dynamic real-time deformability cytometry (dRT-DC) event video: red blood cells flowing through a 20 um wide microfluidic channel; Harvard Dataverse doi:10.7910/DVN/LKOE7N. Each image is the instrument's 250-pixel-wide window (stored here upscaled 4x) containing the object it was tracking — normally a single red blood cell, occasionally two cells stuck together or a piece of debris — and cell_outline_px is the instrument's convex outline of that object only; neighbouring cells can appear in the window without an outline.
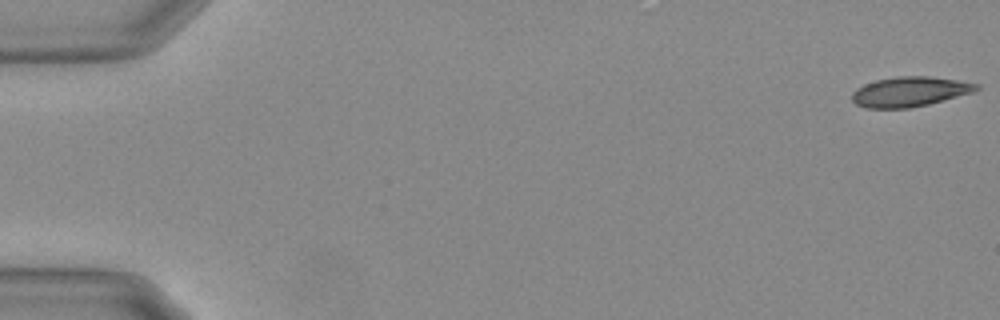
{"species": "Egyptian fruit bat (a non-hibernating species)", "species_latin": "Rousettus aegyptiacus", "temperature_condition": "warm", "stored_images_in_passage": 17, "camera_frame_rate_fps": 3000, "um_per_image_px": 0.085, "animal": {"sex": "female"}, "frame": {"image": 1, "passage_image": 1, "time_ms": 0.0, "image_size_px": [1000, 320], "cell_outline_px": [[980, 88], [976, 92], [928, 104], [908, 108], [864, 108], [856, 104], [852, 100], [852, 92], [856, 88], [864, 84], [876, 80], [896, 76], [928, 76], [956, 80], [980, 84]], "centroid_in_image_um": [77.34, 7.79], "position_along_channel_um": 7.7, "area_um2": 21.79}}
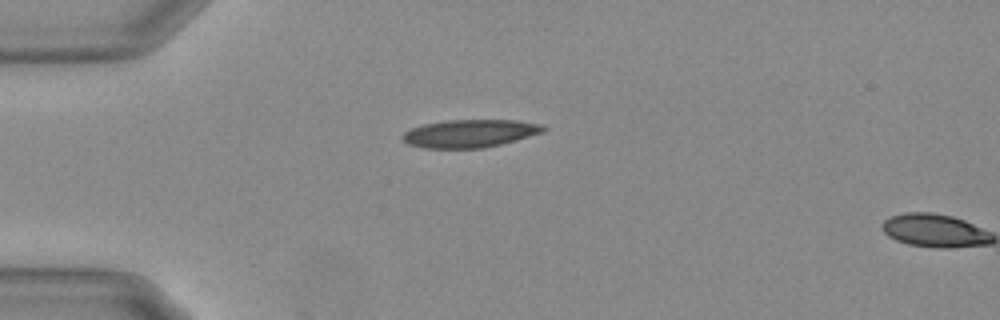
{"frame": {"image": 2, "passage_image": 15, "time_ms": 4.667, "image_size_px": [1000, 320], "cell_outline_px": [[548, 128], [544, 132], [500, 144], [484, 148], [424, 148], [408, 144], [400, 136], [404, 132], [412, 128], [424, 124], [448, 120], [516, 120], [544, 124]], "centroid_in_image_um": [39.96, 11.34], "position_along_channel_um": 45.0, "area_um2": 22.89}}